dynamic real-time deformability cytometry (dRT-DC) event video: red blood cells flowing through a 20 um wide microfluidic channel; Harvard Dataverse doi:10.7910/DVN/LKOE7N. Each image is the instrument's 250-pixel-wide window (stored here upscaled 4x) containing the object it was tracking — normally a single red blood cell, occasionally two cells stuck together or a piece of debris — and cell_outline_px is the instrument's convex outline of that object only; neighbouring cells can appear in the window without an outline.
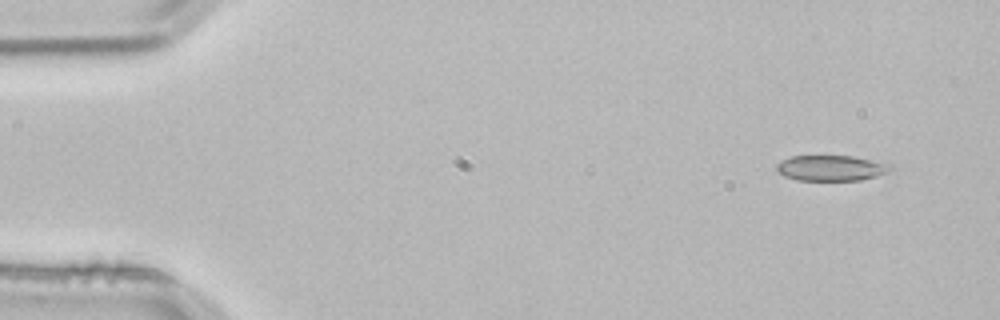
{"species": "common noctule bat (a hibernating species)", "species_latin": "Nyctalus noctula", "temperature_condition": "room temperature", "stored_images_in_passage": 3, "camera_frame_rate_fps": 3000, "um_per_image_px": 0.085, "animal": {"sex": "male", "body_mass_g": 21.5, "forearm_length_mm": 52.0}, "frame": {"image": 1, "passage_image": 1, "time_ms": 0.0, "image_size_px": [1000, 320], "cell_outline_px": [[896, 168], [888, 172], [876, 176], [860, 180], [796, 180], [784, 176], [776, 172], [776, 164], [780, 160], [792, 156], [852, 156], [892, 164]], "centroid_in_image_um": [70.64, 14.28], "position_along_channel_um": 14.4, "area_um2": 17.17}}
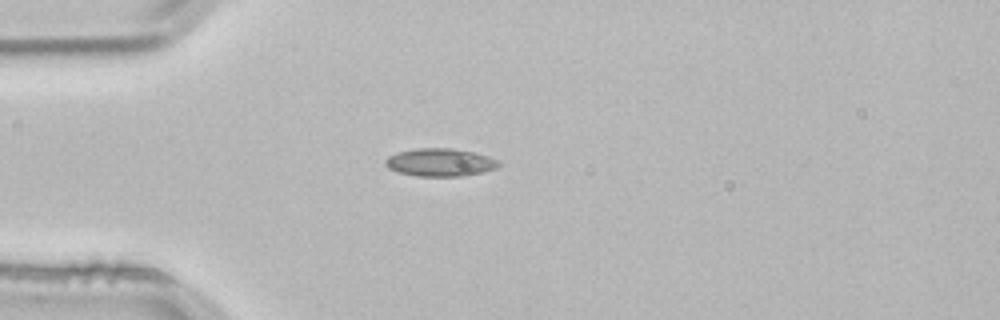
{"frame": {"image": 2, "passage_image": 3, "time_ms": 0.667, "image_size_px": [1000, 320], "cell_outline_px": [[500, 164], [496, 168], [464, 176], [416, 176], [400, 172], [388, 168], [384, 164], [384, 160], [388, 156], [396, 152], [416, 148], [452, 148], [472, 152], [488, 156], [496, 160]], "centroid_in_image_um": [37.35, 13.79], "position_along_channel_um": 47.6, "area_um2": 18.32}}